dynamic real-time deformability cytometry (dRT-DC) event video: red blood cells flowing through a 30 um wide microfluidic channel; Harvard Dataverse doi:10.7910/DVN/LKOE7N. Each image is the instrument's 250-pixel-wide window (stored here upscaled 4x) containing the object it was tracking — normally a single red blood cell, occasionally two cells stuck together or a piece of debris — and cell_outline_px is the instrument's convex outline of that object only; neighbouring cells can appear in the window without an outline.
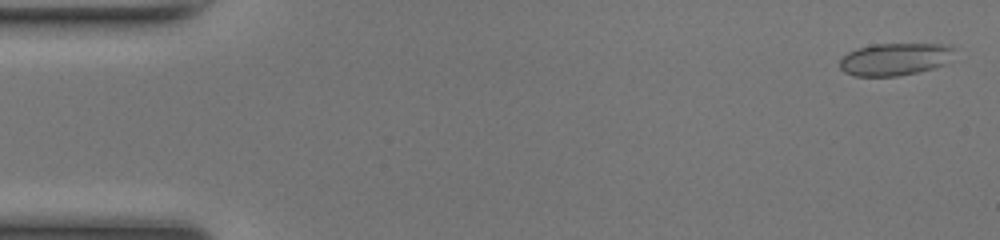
{"species": "common noctule bat (a hibernating species)", "species_latin": "Nyctalus noctula", "temperature_condition": "room temperature", "stored_images_in_passage": 49, "camera_frame_rate_fps": 3000, "um_per_image_px": 0.085, "animal": {"sex": "female", "body_mass_g": 17.0, "forearm_length_mm": 48.0}, "frame": {"image": 1, "passage_image": 2, "time_ms": 0.333, "image_size_px": [1000, 240], "cell_outline_px": [[940, 48], [924, 68], [912, 72], [888, 76], [860, 76], [848, 72], [840, 64], [852, 52], [864, 48], [892, 44], [912, 44]], "centroid_in_image_um": [75.55, 5.08], "position_along_channel_um": 9.5, "area_um2": 16.99}}
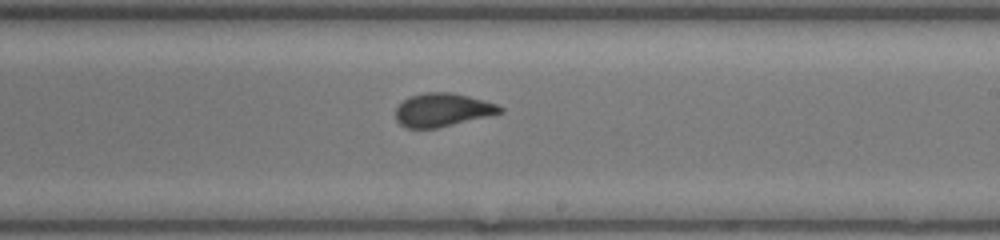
{"frame": {"image": 2, "passage_image": 29, "time_ms": 9.333, "image_size_px": [1000, 240], "cell_outline_px": [[500, 112], [428, 128], [412, 128], [404, 124], [396, 116], [396, 112], [400, 104], [416, 96], [460, 96], [492, 104], [500, 108]], "centroid_in_image_um": [37.53, 9.4], "position_along_channel_um": 251.5, "area_um2": 16.99}}
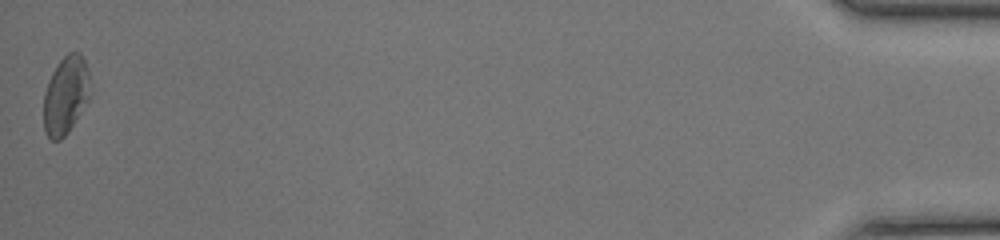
{"frame": {"image": 3, "passage_image": 49, "time_ms": 16.0, "image_size_px": [1000, 240], "cell_outline_px": [[80, 60], [76, 100], [72, 120], [68, 128], [56, 140], [52, 140], [48, 136], [44, 128], [44, 96], [48, 84], [56, 68], [68, 56], [80, 56]], "centroid_in_image_um": [5.21, 8.29], "position_along_channel_um": 430.0, "area_um2": 15.32}, "authors_computed_cell_mechanics": {"area_um2": 16.9354, "velocity_mm_per_s": 4.2397, "shape_relaxation_time_tau1_ms": null, "shape_relaxation_time_tau2_ms": 0.8189, "deformation_change_tau1": null, "deformation_change_tau2": 0.0552}}